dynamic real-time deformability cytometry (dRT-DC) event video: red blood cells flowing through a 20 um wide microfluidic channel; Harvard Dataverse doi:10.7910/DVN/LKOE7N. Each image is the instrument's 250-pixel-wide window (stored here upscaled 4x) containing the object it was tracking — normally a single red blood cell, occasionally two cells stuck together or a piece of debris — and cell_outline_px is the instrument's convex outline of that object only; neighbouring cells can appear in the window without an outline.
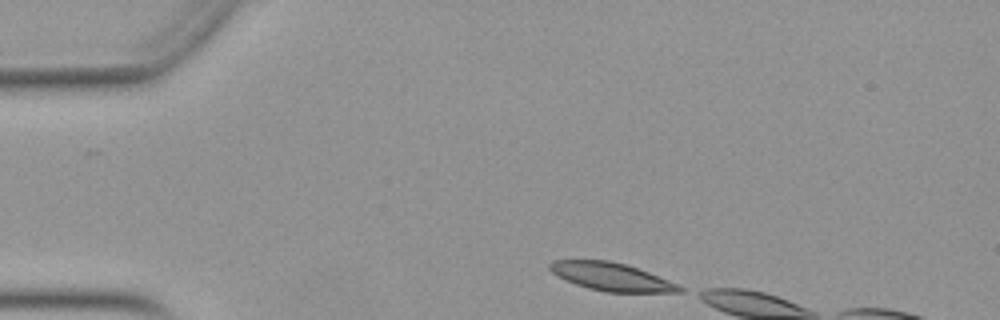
{"species": "Egyptian fruit bat (a non-hibernating species)", "species_latin": "Rousettus aegyptiacus", "temperature_condition": "warm", "stored_images_in_passage": 4, "camera_frame_rate_fps": 3000, "um_per_image_px": 0.085, "animal": {"sex": "female"}, "frame": {"image": 1, "passage_image": 1, "time_ms": 0.0, "image_size_px": [1000, 320], "cell_outline_px": [[684, 292], [604, 292], [588, 288], [564, 280], [556, 276], [548, 268], [548, 264], [552, 260], [608, 260], [624, 264], [648, 272], [668, 280], [684, 288]], "centroid_in_image_um": [51.91, 23.52], "position_along_channel_um": 33.1, "area_um2": 21.1}}